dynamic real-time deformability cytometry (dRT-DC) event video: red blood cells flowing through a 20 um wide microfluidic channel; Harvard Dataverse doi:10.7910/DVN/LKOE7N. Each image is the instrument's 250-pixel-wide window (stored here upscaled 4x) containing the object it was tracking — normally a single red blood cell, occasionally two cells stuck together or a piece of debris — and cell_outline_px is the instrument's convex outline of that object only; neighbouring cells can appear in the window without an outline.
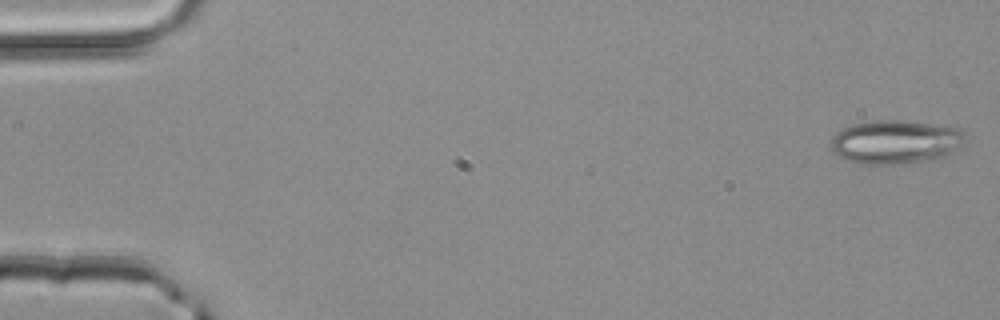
{"species": "common noctule bat (a hibernating species)", "species_latin": "Nyctalus noctula", "temperature_condition": "room temperature", "stored_images_in_passage": 4, "camera_frame_rate_fps": 3000, "um_per_image_px": 0.085, "animal": {"sex": "male", "body_mass_g": 20.4}, "frame": {"image": 1, "passage_image": 1, "time_ms": 0.0, "image_size_px": [1000, 320], "cell_outline_px": [[964, 144], [960, 148], [936, 160], [892, 164], [864, 164], [848, 160], [840, 156], [832, 148], [832, 136], [836, 132], [852, 124], [876, 120], [900, 120], [960, 128], [964, 132]], "centroid_in_image_um": [76.16, 12.06], "position_along_channel_um": 8.8, "area_um2": 34.1}}